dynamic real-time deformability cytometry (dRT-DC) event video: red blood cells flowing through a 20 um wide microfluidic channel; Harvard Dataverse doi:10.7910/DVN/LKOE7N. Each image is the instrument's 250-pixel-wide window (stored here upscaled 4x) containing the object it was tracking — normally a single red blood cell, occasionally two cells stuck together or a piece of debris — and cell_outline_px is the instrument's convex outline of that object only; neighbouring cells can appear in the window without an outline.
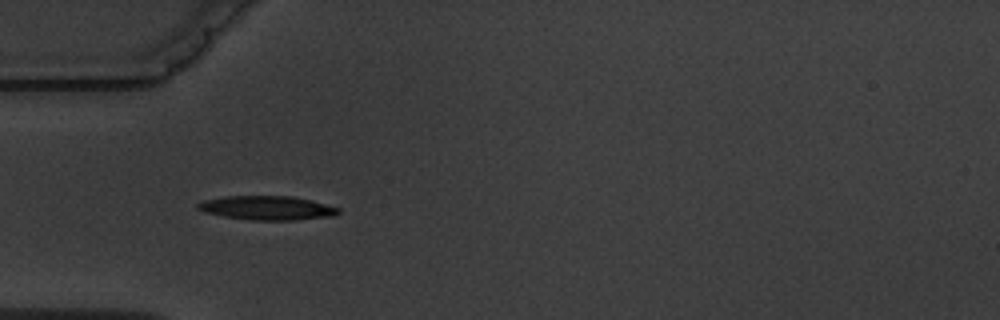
{"species": "common noctule bat (a hibernating species)", "species_latin": "Nyctalus noctula", "temperature_condition": "warm", "stored_images_in_passage": 7, "camera_frame_rate_fps": 3000, "um_per_image_px": 0.085, "animal": {"sex": "male", "body_mass_g": 19.5, "forearm_length_mm": 54.6}, "frame": {"image": 1, "passage_image": 1, "time_ms": 0.0, "image_size_px": [1000, 320], "cell_outline_px": [[340, 212], [332, 216], [292, 220], [252, 220], [224, 216], [204, 212], [196, 208], [196, 204], [204, 200], [224, 196], [292, 196], [340, 208]], "centroid_in_image_um": [22.66, 17.67], "position_along_channel_um": 62.3, "area_um2": 19.48}}
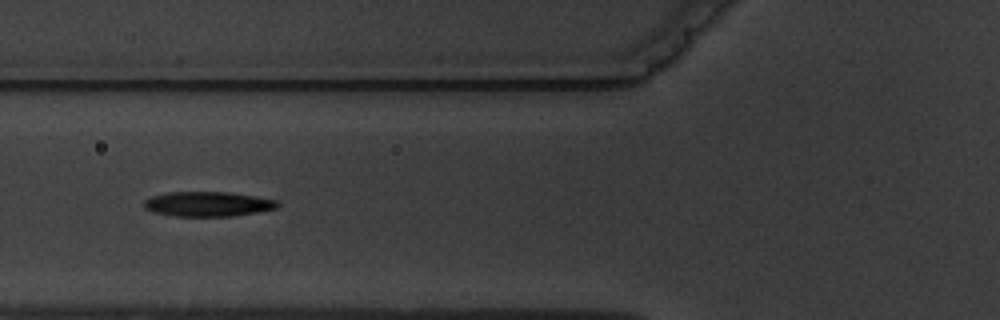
{"frame": {"image": 2, "passage_image": 2, "time_ms": 1.333, "image_size_px": [1000, 320], "cell_outline_px": [[280, 204], [276, 208], [256, 212], [232, 216], [172, 216], [152, 212], [144, 208], [144, 200], [152, 196], [168, 192], [228, 192], [276, 200]], "centroid_in_image_um": [17.61, 17.34], "position_along_channel_um": 108.2, "area_um2": 19.19}}
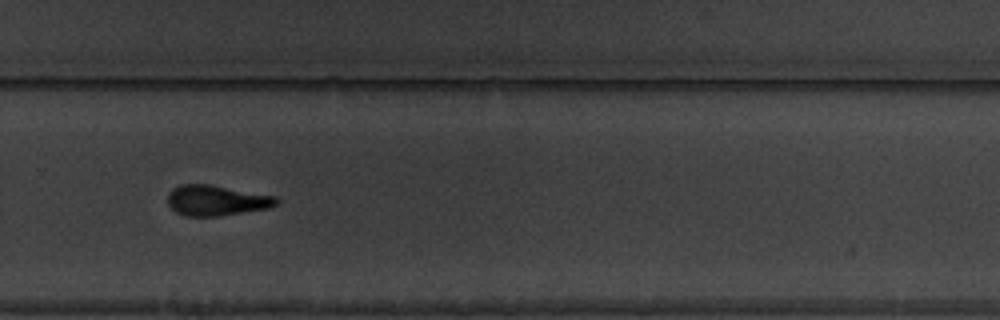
{"frame": {"image": 3, "passage_image": 7, "time_ms": 7.0, "image_size_px": [1000, 320], "cell_outline_px": [[280, 200], [276, 204], [268, 208], [220, 216], [188, 216], [176, 212], [168, 204], [168, 192], [172, 188], [180, 184], [208, 184], [276, 196]], "centroid_in_image_um": [18.38, 17.03], "position_along_channel_um": 311.4, "area_um2": 19.25}}